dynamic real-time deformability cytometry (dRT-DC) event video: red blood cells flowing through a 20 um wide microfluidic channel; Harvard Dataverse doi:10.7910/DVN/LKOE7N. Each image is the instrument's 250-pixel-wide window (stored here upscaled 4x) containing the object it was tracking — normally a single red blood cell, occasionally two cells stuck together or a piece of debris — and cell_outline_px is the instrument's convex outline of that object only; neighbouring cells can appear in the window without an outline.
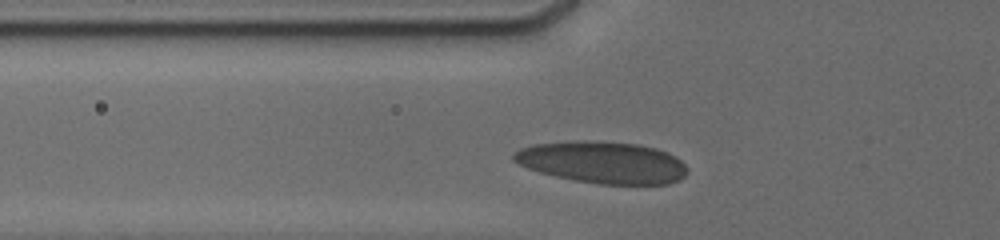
{"species": "human", "species_latin": "Homo sapiens", "temperature_condition": "cold", "stored_images_in_passage": 20, "camera_frame_rate_fps": 3000, "um_per_image_px": 0.085, "donor": {"sex": "male"}, "frame": {"image": 1, "passage_image": 2, "time_ms": 0.667, "image_size_px": [1000, 240], "cell_outline_px": [[688, 172], [680, 180], [668, 184], [600, 184], [576, 180], [556, 176], [540, 172], [528, 168], [512, 160], [512, 152], [520, 148], [536, 144], [580, 140], [588, 140], [636, 144], [656, 148], [668, 152], [680, 160], [688, 168]], "centroid_in_image_um": [51.23, 13.8], "position_along_channel_um": 74.6, "area_um2": 42.31}}
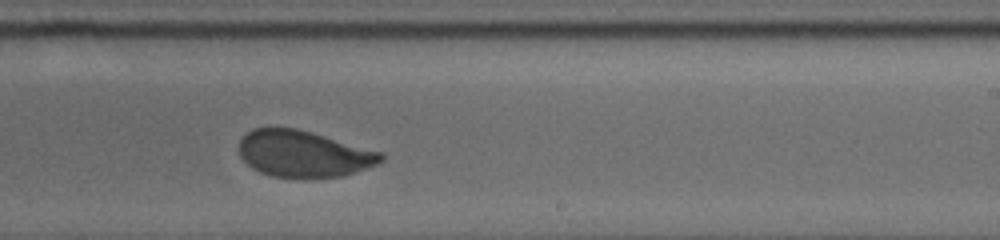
{"frame": {"image": 2, "passage_image": 12, "time_ms": 5.667, "image_size_px": [1000, 240], "cell_outline_px": [[384, 160], [376, 164], [344, 176], [268, 176], [252, 168], [240, 156], [240, 140], [252, 128], [296, 128], [384, 152]], "centroid_in_image_um": [25.82, 13.06], "position_along_channel_um": 263.2, "area_um2": 37.92}}
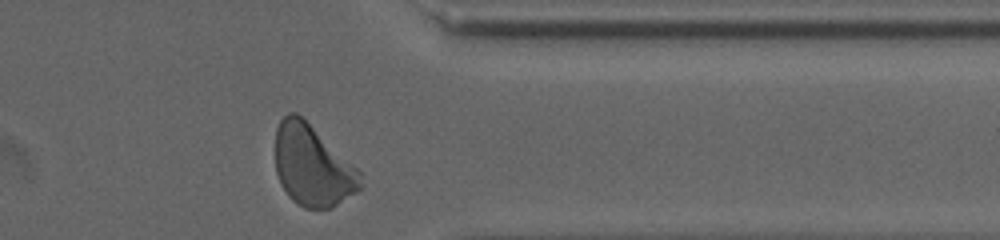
{"frame": {"image": 3, "passage_image": 20, "time_ms": 9.0, "image_size_px": [1000, 240], "cell_outline_px": [[360, 188], [356, 192], [332, 208], [304, 208], [292, 200], [288, 196], [280, 184], [276, 172], [276, 128], [280, 120], [288, 112], [296, 112], [356, 168], [360, 172]], "centroid_in_image_um": [26.51, 14.11], "position_along_channel_um": 384.9, "area_um2": 39.42}, "authors_computed_cell_mechanics": {"area_um2": 39.3907, "velocity_mm_per_s": 3.7873, "shape_relaxation_time_tau1_ms": 6.7798, "shape_relaxation_time_tau2_ms": null, "deformation_change_tau1": 0.162, "deformation_change_tau2": null}}